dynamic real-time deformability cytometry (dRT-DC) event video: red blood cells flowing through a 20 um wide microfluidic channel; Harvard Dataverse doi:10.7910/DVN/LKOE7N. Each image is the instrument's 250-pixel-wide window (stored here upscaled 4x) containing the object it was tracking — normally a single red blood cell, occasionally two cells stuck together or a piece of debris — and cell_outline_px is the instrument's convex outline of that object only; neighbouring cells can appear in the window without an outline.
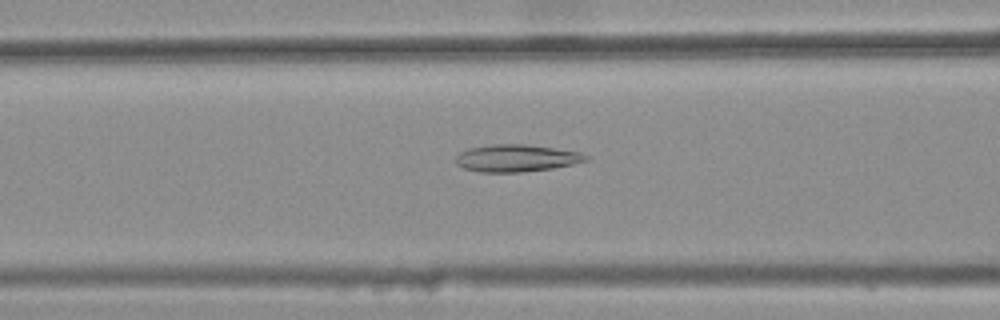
{"species": "common noctule bat (a hibernating species)", "species_latin": "Nyctalus noctula", "temperature_condition": "warm", "stored_images_in_passage": 31, "camera_frame_rate_fps": 3000, "um_per_image_px": 0.085, "animal": {"sex": "female", "body_mass_g": 25.1}, "frame": {"image": 1, "passage_image": 6, "time_ms": 1.667, "image_size_px": [1000, 320], "cell_outline_px": [[588, 160], [572, 164], [552, 168], [520, 172], [480, 172], [464, 168], [456, 164], [456, 156], [460, 152], [468, 148], [492, 144], [524, 144], [580, 152], [588, 156]], "centroid_in_image_um": [43.86, 13.44], "position_along_channel_um": 122.7, "area_um2": 20.46}}
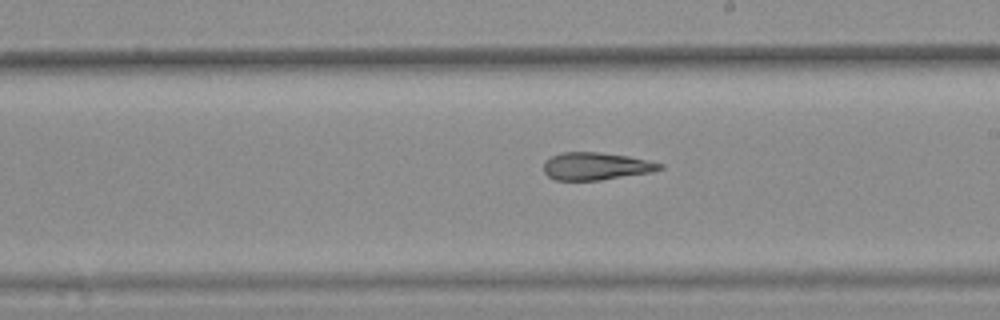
{"frame": {"image": 2, "passage_image": 15, "time_ms": 4.667, "image_size_px": [1000, 320], "cell_outline_px": [[664, 168], [652, 172], [600, 180], [556, 180], [548, 176], [544, 172], [544, 160], [560, 152], [600, 152], [628, 156], [648, 160], [664, 164]], "centroid_in_image_um": [50.66, 14.12], "position_along_channel_um": 238.3, "area_um2": 18.73}}
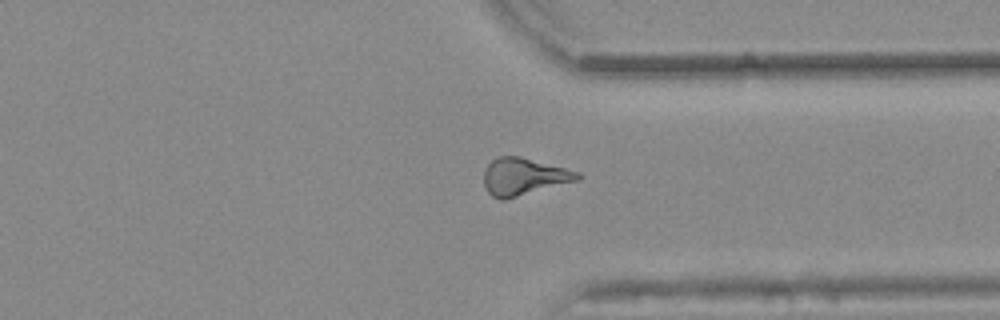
{"frame": {"image": 3, "passage_image": 25, "time_ms": 8.0, "image_size_px": [1000, 320], "cell_outline_px": [[580, 180], [504, 200], [500, 200], [492, 196], [488, 192], [484, 184], [484, 172], [488, 164], [496, 156], [520, 156], [580, 172]], "centroid_in_image_um": [44.52, 15.01], "position_along_channel_um": 366.9, "area_um2": 20.35}, "authors_computed_cell_mechanics": {"area_um2": 19.2474, "velocity_mm_per_s": 3.8625, "shape_relaxation_time_tau1_ms": null, "shape_relaxation_time_tau2_ms": 5.3919, "deformation_change_tau1": null, "deformation_change_tau2": 0.1704}}